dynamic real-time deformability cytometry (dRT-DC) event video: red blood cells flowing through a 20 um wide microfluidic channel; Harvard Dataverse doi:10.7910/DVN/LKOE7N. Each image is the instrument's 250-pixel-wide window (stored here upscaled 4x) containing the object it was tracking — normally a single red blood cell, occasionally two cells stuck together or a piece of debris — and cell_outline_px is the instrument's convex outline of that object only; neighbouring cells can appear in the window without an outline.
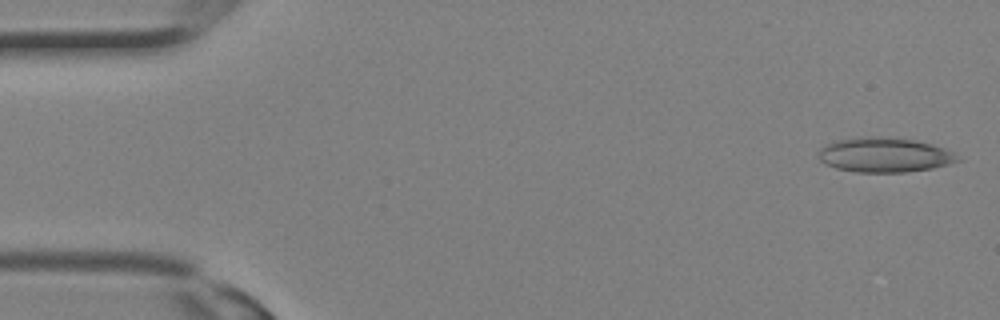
{"species": "Egyptian fruit bat (a non-hibernating species)", "species_latin": "Rousettus aegyptiacus", "temperature_condition": "room temperature", "stored_images_in_passage": 13, "camera_frame_rate_fps": 3000, "um_per_image_px": 0.085, "animal": {"sex": "female"}, "frame": {"image": 1, "passage_image": 1, "time_ms": 0.0, "image_size_px": [1000, 320], "cell_outline_px": [[960, 160], [948, 164], [932, 168], [908, 172], [856, 172], [836, 168], [824, 164], [820, 160], [820, 148], [824, 144], [836, 140], [916, 140], [932, 144], [944, 148], [952, 152]], "centroid_in_image_um": [75.19, 13.23], "position_along_channel_um": 9.8, "area_um2": 26.76}}
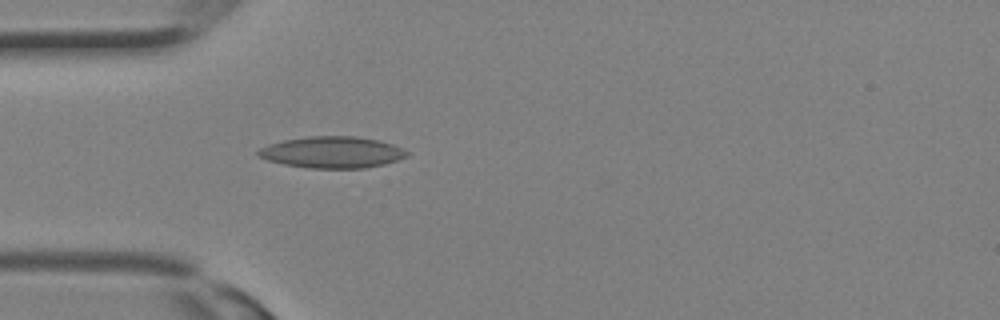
{"frame": {"image": 2, "passage_image": 9, "time_ms": 2.667, "image_size_px": [1000, 320], "cell_outline_px": [[408, 156], [384, 164], [364, 168], [308, 168], [284, 164], [268, 160], [260, 156], [256, 152], [260, 148], [268, 144], [284, 140], [308, 136], [356, 136], [380, 140], [392, 144], [408, 152]], "centroid_in_image_um": [28.23, 12.94], "position_along_channel_um": 56.8, "area_um2": 27.17}}
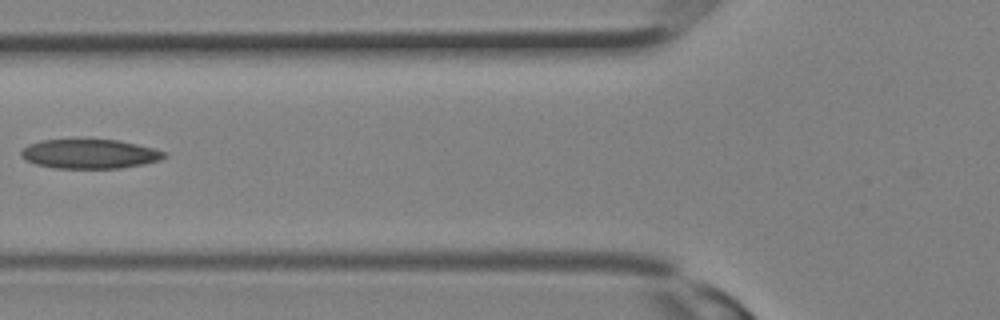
{"frame": {"image": 3, "passage_image": 12, "time_ms": 3.667, "image_size_px": [1000, 320], "cell_outline_px": [[168, 156], [160, 160], [144, 164], [120, 168], [56, 168], [36, 164], [20, 156], [20, 152], [28, 144], [40, 140], [84, 136], [88, 136], [116, 140], [136, 144], [152, 148], [164, 152]], "centroid_in_image_um": [7.58, 13.03], "position_along_channel_um": 118.2, "area_um2": 25.37}}